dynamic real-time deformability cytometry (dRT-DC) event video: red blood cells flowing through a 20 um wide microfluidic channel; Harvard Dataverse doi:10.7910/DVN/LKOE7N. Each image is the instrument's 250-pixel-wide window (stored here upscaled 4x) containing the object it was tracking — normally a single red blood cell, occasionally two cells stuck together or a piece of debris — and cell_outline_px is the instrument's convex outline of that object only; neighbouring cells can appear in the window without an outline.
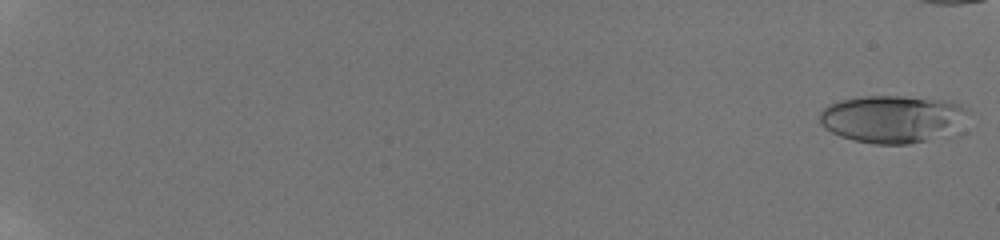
{"species": "human", "species_latin": "Homo sapiens", "temperature_condition": "room temperature", "stored_images_in_passage": 25, "camera_frame_rate_fps": 3000, "um_per_image_px": 0.085, "donor": {"sex": "male"}, "frame": {"image": 1, "passage_image": 1, "time_ms": 0.0, "image_size_px": [1000, 240], "cell_outline_px": [[972, 112], [948, 128], [924, 140], [908, 144], [876, 144], [852, 140], [840, 136], [824, 128], [820, 124], [820, 112], [828, 104], [840, 100], [856, 96], [904, 96], [944, 100], [960, 104], [968, 108]], "centroid_in_image_um": [75.7, 10.07], "position_along_channel_um": 9.3, "area_um2": 40.11}}
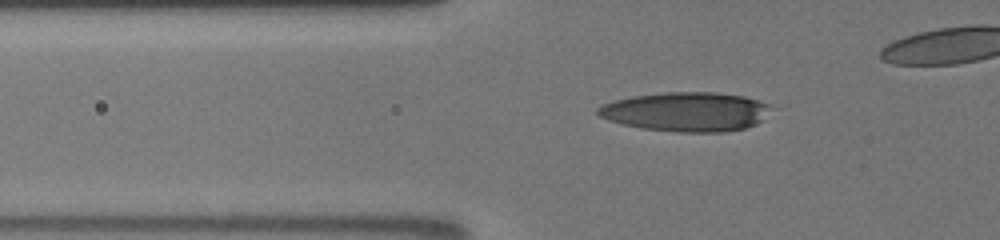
{"frame": {"image": 2, "passage_image": 23, "time_ms": 7.333, "image_size_px": [1000, 240], "cell_outline_px": [[776, 108], [764, 120], [756, 124], [744, 128], [724, 132], [676, 132], [644, 128], [624, 124], [608, 120], [600, 116], [596, 112], [596, 108], [604, 104], [616, 100], [632, 96], [664, 92], [716, 92], [744, 96], [772, 104]], "centroid_in_image_um": [58.43, 9.49], "position_along_channel_um": 67.4, "area_um2": 40.0}}